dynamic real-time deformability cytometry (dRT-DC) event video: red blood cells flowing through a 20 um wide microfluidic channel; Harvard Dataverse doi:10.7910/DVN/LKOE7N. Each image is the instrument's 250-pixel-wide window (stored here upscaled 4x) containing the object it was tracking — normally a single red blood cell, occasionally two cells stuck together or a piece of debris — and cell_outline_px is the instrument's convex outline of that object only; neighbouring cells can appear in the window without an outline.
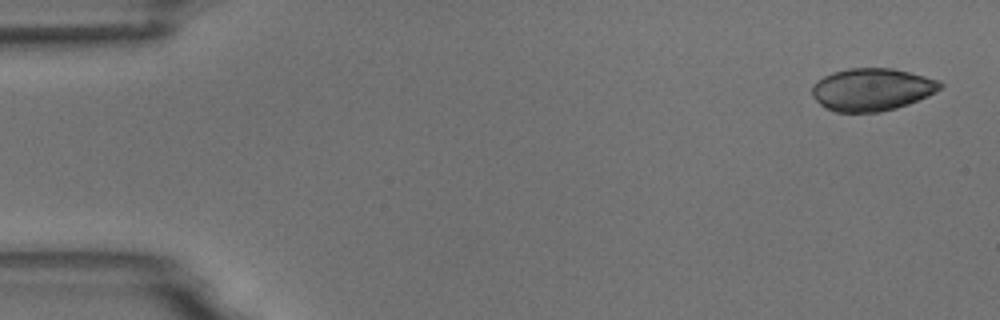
{"species": "common noctule bat (a hibernating species)", "species_latin": "Nyctalus noctula", "temperature_condition": "room temperature", "stored_images_in_passage": 5, "camera_frame_rate_fps": 3000, "um_per_image_px": 0.085, "animal": {"sex": "male", "body_mass_g": 18.8}, "frame": {"image": 1, "passage_image": 1, "time_ms": 0.0, "image_size_px": [1000, 320], "cell_outline_px": [[944, 84], [936, 92], [928, 96], [908, 104], [896, 108], [880, 112], [836, 112], [820, 104], [812, 96], [812, 84], [816, 80], [832, 72], [848, 68], [892, 68], [940, 80]], "centroid_in_image_um": [74.1, 7.6], "position_along_channel_um": 10.9, "area_um2": 31.85}}